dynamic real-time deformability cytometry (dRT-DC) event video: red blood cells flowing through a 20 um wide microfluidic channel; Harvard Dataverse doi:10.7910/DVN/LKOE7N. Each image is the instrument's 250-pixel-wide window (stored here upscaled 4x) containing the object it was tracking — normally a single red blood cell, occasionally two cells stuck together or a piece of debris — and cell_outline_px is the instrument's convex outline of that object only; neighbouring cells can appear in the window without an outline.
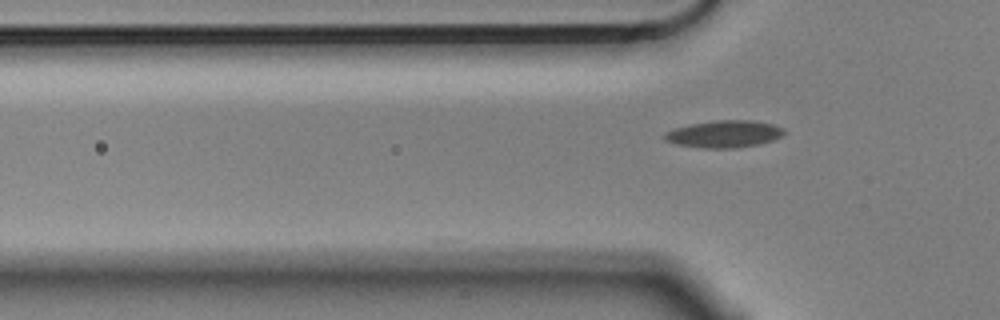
{"species": "Egyptian fruit bat (a non-hibernating species)", "species_latin": "Rousettus aegyptiacus", "temperature_condition": "cold", "stored_images_in_passage": 2, "camera_frame_rate_fps": 3000, "um_per_image_px": 0.085, "animal": {"sex": "male"}, "frame": {"image": 1, "passage_image": 2, "time_ms": 0.333, "image_size_px": [1000, 320], "cell_outline_px": [[784, 132], [780, 136], [772, 140], [756, 144], [736, 148], [704, 148], [676, 144], [664, 140], [660, 136], [664, 132], [676, 128], [692, 124], [716, 120], [752, 120], [772, 124], [784, 128]], "centroid_in_image_um": [61.5, 11.39], "position_along_channel_um": 64.3, "area_um2": 18.79}}